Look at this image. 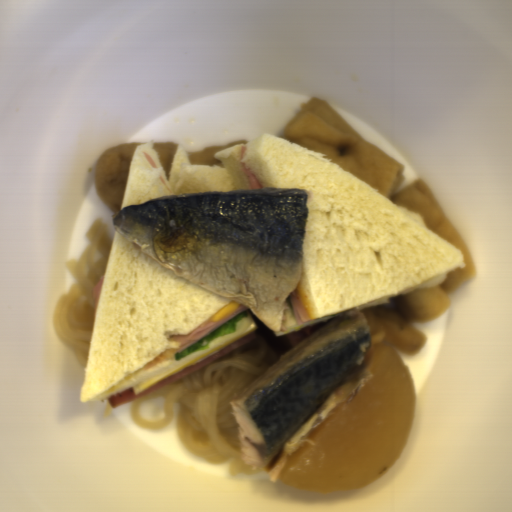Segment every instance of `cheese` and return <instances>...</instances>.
I'll use <instances>...</instances> for the list:
<instances>
[{
	"label": "cheese",
	"mask_w": 512,
	"mask_h": 512,
	"mask_svg": "<svg viewBox=\"0 0 512 512\" xmlns=\"http://www.w3.org/2000/svg\"><path fill=\"white\" fill-rule=\"evenodd\" d=\"M243 306L244 305H242L241 303L233 300L228 305H226L223 309H221L219 312H217L215 315H213L209 319V322L210 321H218L222 318H225V317L229 316L230 314L234 313L235 311L239 310Z\"/></svg>",
	"instance_id": "obj_1"
}]
</instances>
